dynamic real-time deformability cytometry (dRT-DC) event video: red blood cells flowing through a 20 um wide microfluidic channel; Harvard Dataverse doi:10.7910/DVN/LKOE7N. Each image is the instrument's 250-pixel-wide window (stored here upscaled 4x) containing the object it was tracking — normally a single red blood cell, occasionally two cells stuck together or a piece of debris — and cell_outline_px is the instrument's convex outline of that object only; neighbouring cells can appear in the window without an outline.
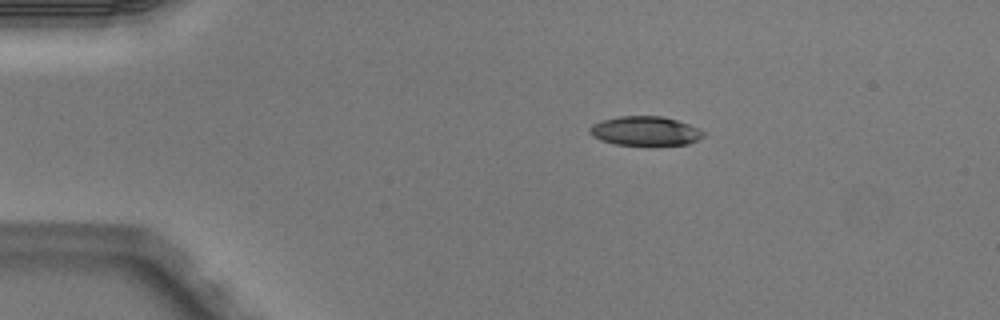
{"species": "Egyptian fruit bat (a non-hibernating species)", "species_latin": "Rousettus aegyptiacus", "temperature_condition": "warm", "stored_images_in_passage": 4, "camera_frame_rate_fps": 3000, "um_per_image_px": 0.085, "animal": {"sex": "male"}, "frame": {"image": 1, "passage_image": 2, "time_ms": 0.333, "image_size_px": [1000, 320], "cell_outline_px": [[704, 136], [688, 144], [616, 144], [600, 140], [592, 136], [588, 132], [588, 128], [592, 124], [600, 120], [620, 116], [664, 116], [700, 128], [704, 132]], "centroid_in_image_um": [54.8, 11.11], "position_along_channel_um": 30.2, "area_um2": 19.25}}
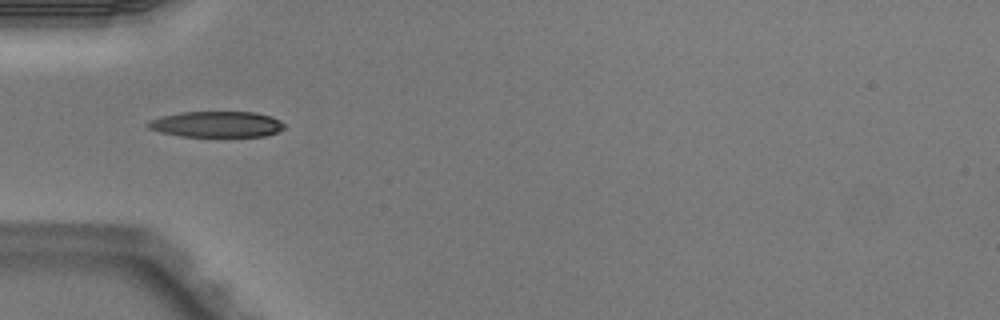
{"frame": {"image": 2, "passage_image": 4, "time_ms": 1.0, "image_size_px": [1000, 320], "cell_outline_px": [[284, 128], [276, 132], [264, 136], [180, 136], [160, 132], [148, 128], [144, 124], [148, 120], [160, 116], [180, 112], [256, 112], [272, 116], [280, 120], [284, 124]], "centroid_in_image_um": [18.37, 10.55], "position_along_channel_um": 66.6, "area_um2": 20.69}}